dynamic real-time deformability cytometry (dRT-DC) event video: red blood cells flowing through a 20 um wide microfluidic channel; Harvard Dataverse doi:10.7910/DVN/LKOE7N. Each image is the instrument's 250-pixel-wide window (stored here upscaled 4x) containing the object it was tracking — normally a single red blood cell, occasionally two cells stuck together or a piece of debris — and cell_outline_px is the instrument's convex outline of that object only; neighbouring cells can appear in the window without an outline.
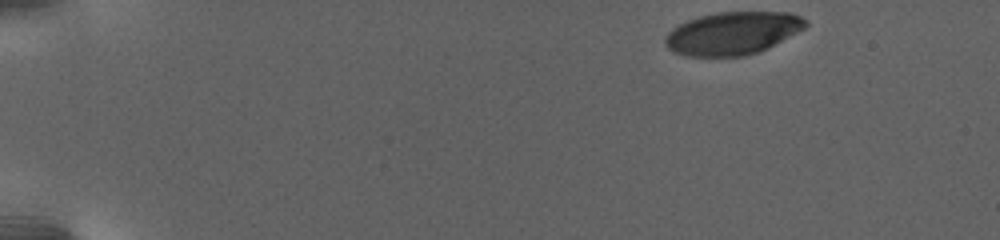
{"species": "human", "species_latin": "Homo sapiens", "temperature_condition": "warm", "stored_images_in_passage": 46, "camera_frame_rate_fps": 3000, "um_per_image_px": 0.085, "donor": {"sex": "female"}, "frame": {"image": 1, "passage_image": 1, "time_ms": 0.0, "image_size_px": [1000, 240], "cell_outline_px": [[808, 24], [804, 28], [768, 48], [760, 52], [744, 56], [684, 56], [672, 52], [668, 48], [664, 40], [664, 36], [676, 24], [700, 16], [716, 12], [792, 12], [808, 20]], "centroid_in_image_um": [62.25, 2.82], "position_along_channel_um": 22.7, "area_um2": 35.32}}
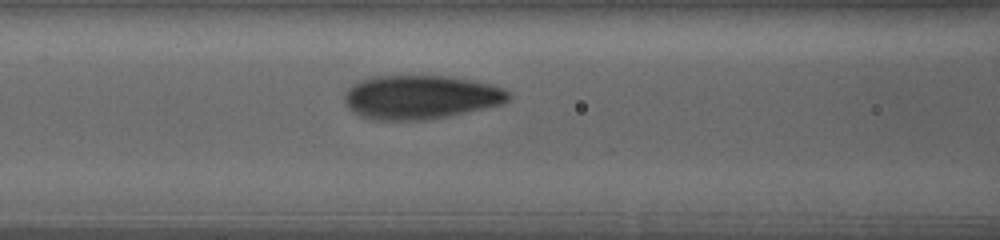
{"frame": {"image": 2, "passage_image": 39, "time_ms": 8.667, "image_size_px": [1000, 240], "cell_outline_px": [[512, 96], [508, 100], [500, 104], [484, 108], [448, 116], [424, 120], [376, 120], [360, 116], [352, 112], [348, 108], [344, 100], [344, 96], [348, 88], [352, 84], [360, 80], [372, 76], [448, 76], [472, 80], [504, 88], [512, 92]], "centroid_in_image_um": [35.73, 8.25], "position_along_channel_um": 130.9, "area_um2": 42.08}}
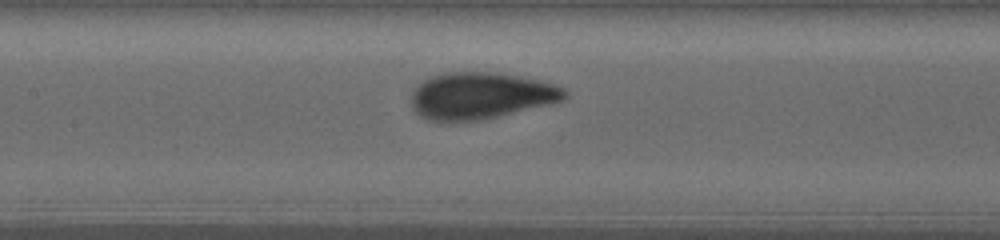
{"frame": {"image": 3, "passage_image": 45, "time_ms": 10.0, "image_size_px": [1000, 240], "cell_outline_px": [[568, 96], [560, 100], [548, 104], [496, 116], [476, 120], [428, 120], [416, 112], [412, 104], [412, 88], [416, 84], [428, 76], [444, 72], [492, 72], [520, 76], [540, 80], [564, 88], [568, 92]], "centroid_in_image_um": [40.81, 8.1], "position_along_channel_um": 166.6, "area_um2": 41.33}}